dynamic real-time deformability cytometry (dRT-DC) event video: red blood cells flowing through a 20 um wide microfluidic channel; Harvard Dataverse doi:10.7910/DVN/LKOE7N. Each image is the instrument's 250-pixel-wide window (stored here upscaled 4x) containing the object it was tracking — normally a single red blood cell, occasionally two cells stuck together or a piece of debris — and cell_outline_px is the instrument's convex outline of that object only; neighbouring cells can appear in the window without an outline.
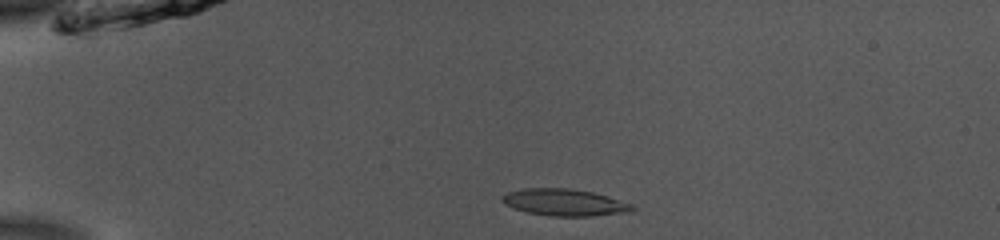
{"species": "common noctule bat (a hibernating species)", "species_latin": "Nyctalus noctula", "temperature_condition": "room temperature", "stored_images_in_passage": 41, "camera_frame_rate_fps": 3000, "um_per_image_px": 0.085, "animal": {"sex": "male", "body_mass_g": 13.0, "forearm_length_mm": 53.1}, "frame": {"image": 1, "passage_image": 1, "time_ms": 0.0, "image_size_px": [1000, 240], "cell_outline_px": [[636, 208], [632, 212], [592, 216], [548, 216], [528, 212], [512, 208], [504, 204], [500, 200], [500, 196], [508, 192], [524, 188], [568, 188], [592, 192], [608, 196], [632, 204]], "centroid_in_image_um": [47.97, 17.21], "position_along_channel_um": 37.0, "area_um2": 20.58}}
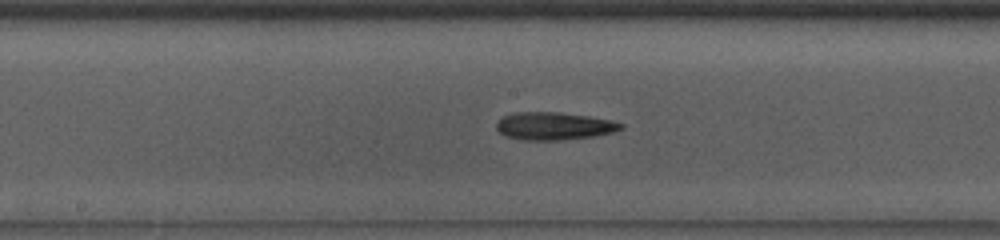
{"frame": {"image": 2, "passage_image": 17, "time_ms": 5.333, "image_size_px": [1000, 240], "cell_outline_px": [[624, 128], [612, 132], [592, 136], [560, 140], [520, 140], [504, 136], [496, 128], [496, 124], [504, 116], [516, 112], [560, 112], [588, 116], [608, 120], [624, 124]], "centroid_in_image_um": [47.06, 10.71], "position_along_channel_um": 201.1, "area_um2": 19.94}}
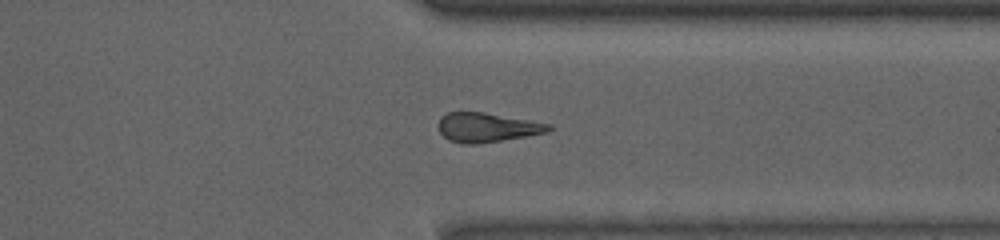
{"frame": {"image": 3, "passage_image": 30, "time_ms": 9.667, "image_size_px": [1000, 240], "cell_outline_px": [[552, 128], [548, 132], [528, 136], [476, 144], [464, 144], [448, 140], [440, 132], [436, 124], [440, 116], [448, 112], [484, 112], [552, 124]], "centroid_in_image_um": [41.37, 10.83], "position_along_channel_um": 370.0, "area_um2": 19.02}, "authors_computed_cell_mechanics": {"area_um2": 19.652, "velocity_mm_per_s": 3.9146, "shape_relaxation_time_tau1_ms": 3.2931, "shape_relaxation_time_tau2_ms": 3.2757, "deformation_change_tau1": 0.119, "deformation_change_tau2": 0.1372}}